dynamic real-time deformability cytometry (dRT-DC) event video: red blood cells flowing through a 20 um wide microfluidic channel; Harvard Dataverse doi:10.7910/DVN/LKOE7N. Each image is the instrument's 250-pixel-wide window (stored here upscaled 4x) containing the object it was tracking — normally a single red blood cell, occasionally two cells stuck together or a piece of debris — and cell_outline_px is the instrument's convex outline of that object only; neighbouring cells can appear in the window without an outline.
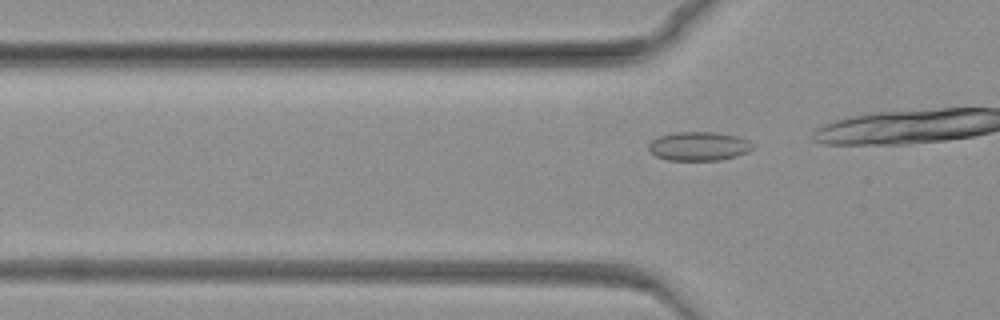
{"species": "common noctule bat (a hibernating species)", "species_latin": "Nyctalus noctula", "temperature_condition": "warm", "stored_images_in_passage": 11, "camera_frame_rate_fps": 3000, "um_per_image_px": 0.085, "animal": {"sex": "female", "body_mass_g": 19.3, "forearm_length_mm": 54.1}, "frame": {"image": 1, "passage_image": 2, "time_ms": 0.333, "image_size_px": [1000, 320], "cell_outline_px": [[752, 148], [748, 152], [736, 156], [720, 160], [668, 160], [656, 156], [648, 148], [648, 144], [652, 140], [660, 136], [676, 132], [716, 132], [736, 136], [748, 140], [752, 144]], "centroid_in_image_um": [59.39, 12.43], "position_along_channel_um": 66.4, "area_um2": 17.4}}